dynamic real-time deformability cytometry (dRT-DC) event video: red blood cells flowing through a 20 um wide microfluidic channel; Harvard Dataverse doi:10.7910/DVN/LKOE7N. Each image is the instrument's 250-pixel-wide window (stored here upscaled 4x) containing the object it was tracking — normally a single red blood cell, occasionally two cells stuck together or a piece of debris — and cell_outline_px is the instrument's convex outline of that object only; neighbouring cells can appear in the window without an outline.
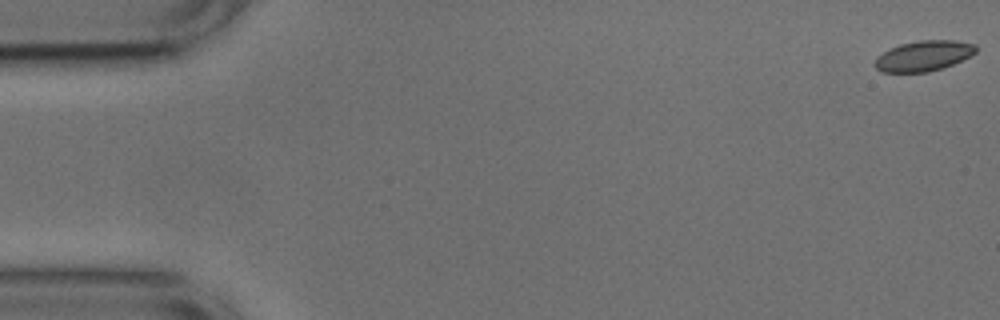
{"species": "common noctule bat (a hibernating species)", "species_latin": "Nyctalus noctula", "temperature_condition": "cold", "stored_images_in_passage": 10, "camera_frame_rate_fps": 3000, "um_per_image_px": 0.085, "animal": {"sex": "male", "body_mass_g": 17.9, "forearm_length_mm": 54.2}, "frame": {"image": 1, "passage_image": 1, "time_ms": 0.0, "image_size_px": [1000, 320], "cell_outline_px": [[980, 48], [972, 56], [952, 64], [928, 72], [880, 72], [872, 64], [876, 56], [900, 44], [920, 40], [956, 40], [976, 44]], "centroid_in_image_um": [78.53, 4.74], "position_along_channel_um": 6.5, "area_um2": 18.09}}